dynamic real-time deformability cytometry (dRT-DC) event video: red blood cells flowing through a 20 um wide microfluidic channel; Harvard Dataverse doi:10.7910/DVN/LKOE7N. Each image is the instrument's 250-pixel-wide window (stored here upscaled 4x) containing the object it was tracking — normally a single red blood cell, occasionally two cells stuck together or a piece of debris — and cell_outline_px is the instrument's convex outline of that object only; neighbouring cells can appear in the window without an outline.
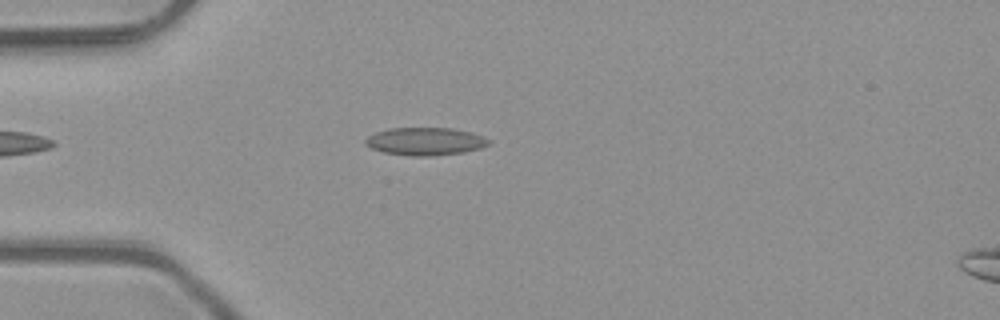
{"species": "common noctule bat (a hibernating species)", "species_latin": "Nyctalus noctula", "temperature_condition": "room temperature", "stored_images_in_passage": 44, "camera_frame_rate_fps": 3000, "um_per_image_px": 0.085, "animal": {"sex": "male", "body_mass_g": 23.1, "forearm_length_mm": 52.7}, "frame": {"image": 1, "passage_image": 8, "time_ms": 2.333, "image_size_px": [1000, 320], "cell_outline_px": [[492, 140], [488, 144], [480, 148], [464, 152], [432, 156], [412, 156], [384, 152], [372, 148], [364, 144], [364, 140], [368, 136], [376, 132], [388, 128], [452, 128], [472, 132], [484, 136]], "centroid_in_image_um": [36.16, 12.01], "position_along_channel_um": 48.8, "area_um2": 20.06}}
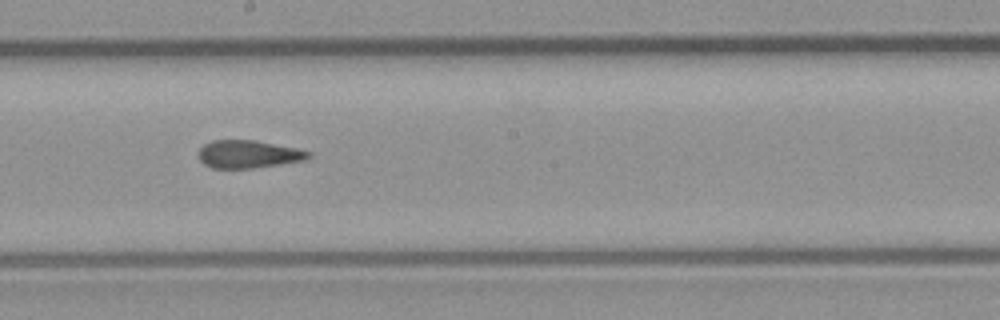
{"frame": {"image": 2, "passage_image": 22, "time_ms": 7.0, "image_size_px": [1000, 320], "cell_outline_px": [[312, 156], [304, 160], [280, 164], [252, 168], [212, 168], [204, 164], [196, 156], [200, 148], [204, 144], [212, 140], [256, 140], [296, 148], [312, 152]], "centroid_in_image_um": [21.09, 13.1], "position_along_channel_um": 227.1, "area_um2": 17.92}}
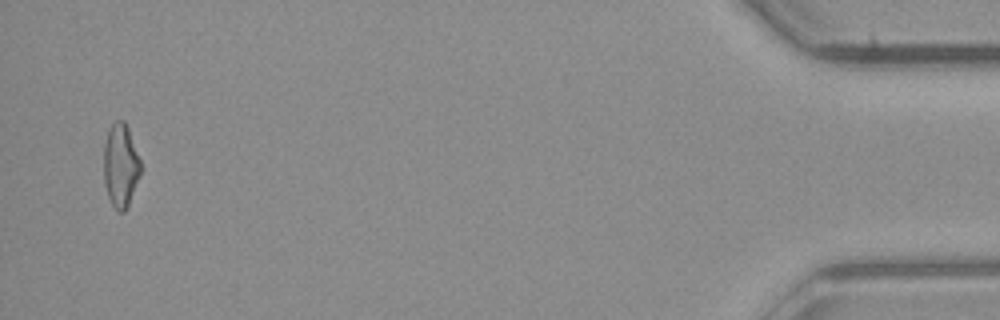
{"frame": {"image": 3, "passage_image": 43, "time_ms": 14.0, "image_size_px": [1000, 320], "cell_outline_px": [[140, 176], [128, 204], [124, 212], [116, 212], [108, 196], [104, 184], [104, 144], [108, 128], [116, 120], [124, 120], [128, 128], [140, 160]], "centroid_in_image_um": [10.24, 14.06], "position_along_channel_um": 425.0, "area_um2": 17.92}, "authors_computed_cell_mechanics": {"area_um2": 18.496, "velocity_mm_per_s": 4.1163, "shape_relaxation_time_tau1_ms": null, "shape_relaxation_time_tau2_ms": 2.4581, "deformation_change_tau1": null, "deformation_change_tau2": 0.0993}}